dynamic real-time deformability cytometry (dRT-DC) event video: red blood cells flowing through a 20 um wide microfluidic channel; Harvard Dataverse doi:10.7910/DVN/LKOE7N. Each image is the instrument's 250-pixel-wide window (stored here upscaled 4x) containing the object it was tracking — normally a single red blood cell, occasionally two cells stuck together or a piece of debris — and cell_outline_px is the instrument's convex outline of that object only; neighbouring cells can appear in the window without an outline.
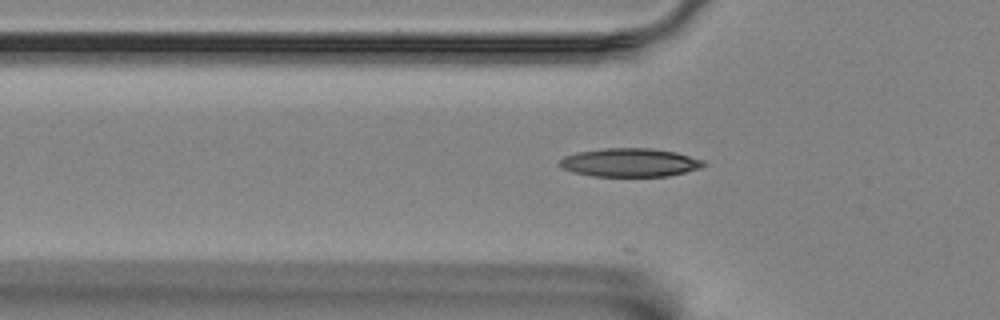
{"species": "Egyptian fruit bat (a non-hibernating species)", "species_latin": "Rousettus aegyptiacus", "temperature_condition": "room temperature", "stored_images_in_passage": 22, "camera_frame_rate_fps": 3000, "um_per_image_px": 0.085, "animal": {"sex": "female"}, "frame": {"image": 1, "passage_image": 9, "time_ms": 2.667, "image_size_px": [1000, 320], "cell_outline_px": [[708, 164], [700, 168], [668, 176], [592, 176], [572, 172], [556, 164], [564, 156], [576, 152], [604, 148], [652, 148], [676, 152], [704, 160]], "centroid_in_image_um": [53.53, 13.81], "position_along_channel_um": 72.3, "area_um2": 24.04}}
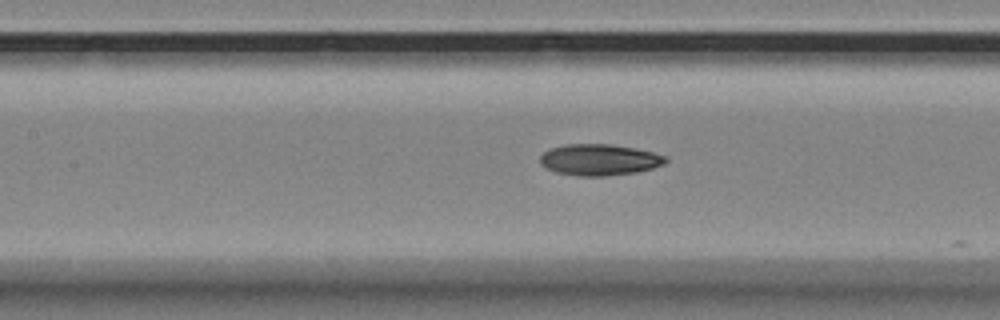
{"frame": {"image": 2, "passage_image": 16, "time_ms": 5.0, "image_size_px": [1000, 320], "cell_outline_px": [[668, 160], [664, 164], [652, 168], [636, 172], [604, 176], [576, 176], [556, 172], [544, 168], [540, 164], [540, 156], [544, 152], [552, 148], [564, 144], [608, 144], [632, 148], [652, 152], [668, 156]], "centroid_in_image_um": [50.92, 13.59], "position_along_channel_um": 156.5, "area_um2": 22.89}}
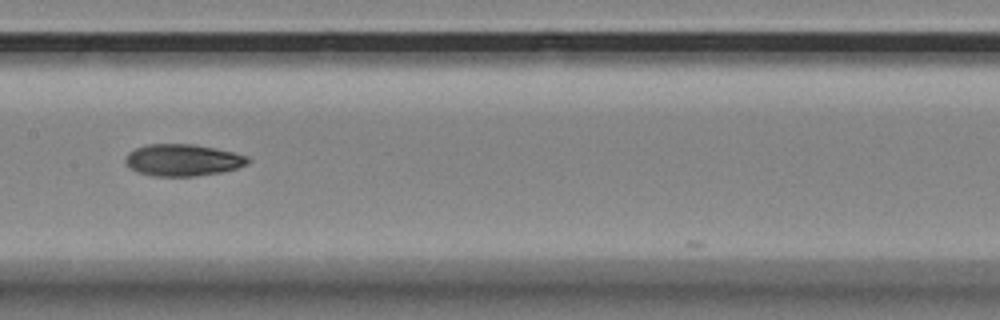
{"frame": {"image": 3, "passage_image": 19, "time_ms": 6.0, "image_size_px": [1000, 320], "cell_outline_px": [[252, 160], [248, 164], [236, 168], [220, 172], [196, 176], [152, 176], [136, 172], [124, 160], [128, 152], [136, 148], [148, 144], [192, 144], [232, 152], [248, 156]], "centroid_in_image_um": [15.53, 13.61], "position_along_channel_um": 191.9, "area_um2": 22.6}}